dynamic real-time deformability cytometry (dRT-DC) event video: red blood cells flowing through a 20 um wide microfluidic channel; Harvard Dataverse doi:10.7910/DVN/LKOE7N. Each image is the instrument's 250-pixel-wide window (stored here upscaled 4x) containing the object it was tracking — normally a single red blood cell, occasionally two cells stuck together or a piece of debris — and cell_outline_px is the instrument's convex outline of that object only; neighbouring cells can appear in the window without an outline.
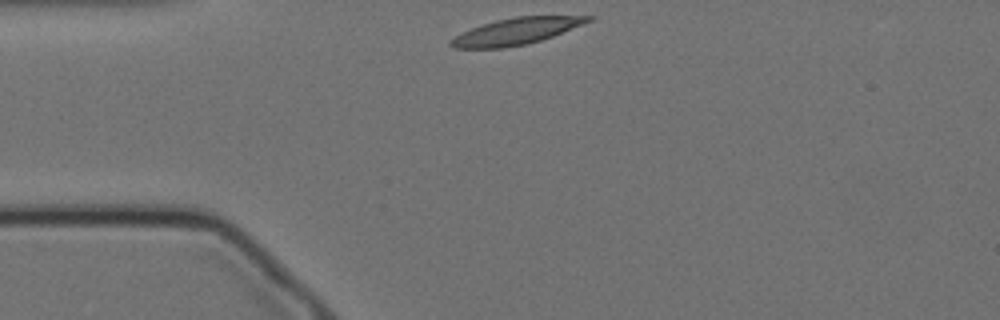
{"species": "Egyptian fruit bat (a non-hibernating species)", "species_latin": "Rousettus aegyptiacus", "temperature_condition": "cold", "stored_images_in_passage": 46, "camera_frame_rate_fps": 3000, "um_per_image_px": 0.085, "animal": {"sex": "female"}, "frame": {"image": 1, "passage_image": 1, "time_ms": 0.0, "image_size_px": [1000, 320], "cell_outline_px": [[596, 16], [592, 20], [552, 36], [528, 44], [504, 48], [456, 48], [448, 44], [448, 40], [472, 28], [496, 20], [516, 16]], "centroid_in_image_um": [43.85, 2.66], "position_along_channel_um": 41.1, "area_um2": 20.92}}
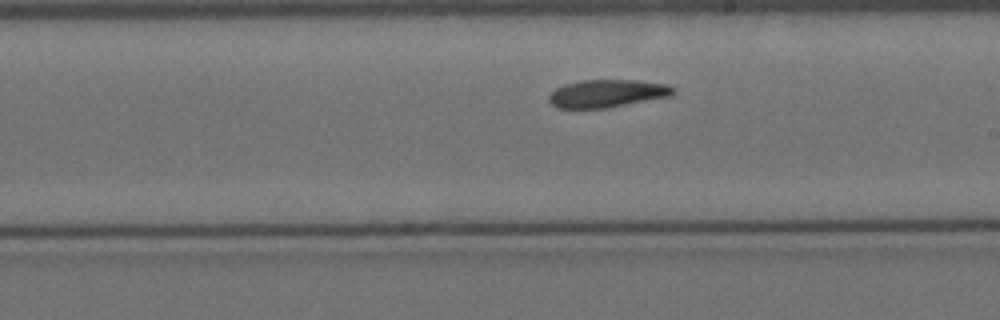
{"frame": {"image": 2, "passage_image": 20, "time_ms": 6.333, "image_size_px": [1000, 320], "cell_outline_px": [[676, 92], [672, 96], [608, 108], [556, 108], [548, 100], [548, 96], [556, 88], [564, 84], [580, 80], [636, 80], [664, 84], [676, 88]], "centroid_in_image_um": [51.62, 7.95], "position_along_channel_um": 237.4, "area_um2": 20.29}}
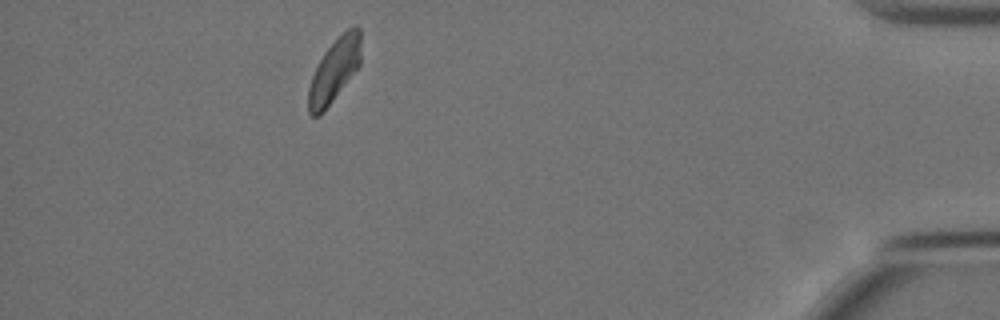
{"frame": {"image": 3, "passage_image": 40, "time_ms": 13.0, "image_size_px": [1000, 320], "cell_outline_px": [[360, 64], [320, 116], [312, 116], [308, 112], [308, 88], [312, 76], [324, 52], [348, 28], [360, 28]], "centroid_in_image_um": [28.39, 6.02], "position_along_channel_um": 406.8, "area_um2": 18.73}, "authors_computed_cell_mechanics": {"area_um2": 20.519, "velocity_mm_per_s": 3.4119, "shape_relaxation_time_tau1_ms": 5.9075, "shape_relaxation_time_tau2_ms": null, "deformation_change_tau1": 0.1447, "deformation_change_tau2": null}}